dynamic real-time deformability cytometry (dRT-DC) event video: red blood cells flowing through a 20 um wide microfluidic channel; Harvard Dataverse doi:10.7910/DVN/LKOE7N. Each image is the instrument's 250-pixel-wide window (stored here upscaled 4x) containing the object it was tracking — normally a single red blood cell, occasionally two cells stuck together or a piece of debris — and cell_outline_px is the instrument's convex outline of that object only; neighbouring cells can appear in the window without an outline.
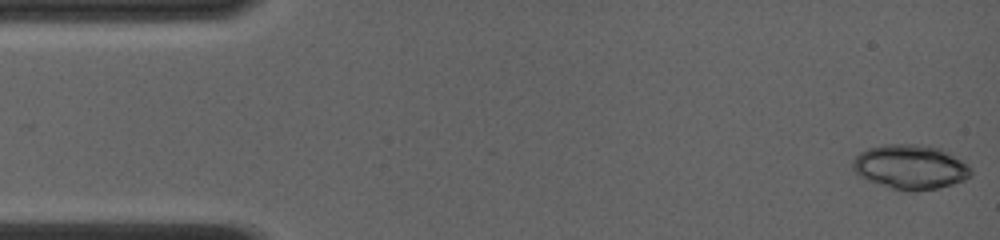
{"species": "common noctule bat (a hibernating species)", "species_latin": "Nyctalus noctula", "temperature_condition": "room temperature", "stored_images_in_passage": 11, "camera_frame_rate_fps": 4000, "um_per_image_px": 0.085, "animal": {"sex": "female", "body_mass_g": 19.0, "forearm_length_mm": 56.7}, "frame": {"image": 1, "passage_image": 1, "time_ms": 0.0, "image_size_px": [1000, 240], "cell_outline_px": [[972, 176], [964, 180], [940, 188], [912, 192], [904, 192], [868, 180], [860, 176], [852, 168], [852, 160], [860, 152], [868, 148], [888, 144], [916, 144], [940, 148], [964, 160], [972, 168]], "centroid_in_image_um": [77.42, 14.2], "position_along_channel_um": 7.6, "area_um2": 30.92}}